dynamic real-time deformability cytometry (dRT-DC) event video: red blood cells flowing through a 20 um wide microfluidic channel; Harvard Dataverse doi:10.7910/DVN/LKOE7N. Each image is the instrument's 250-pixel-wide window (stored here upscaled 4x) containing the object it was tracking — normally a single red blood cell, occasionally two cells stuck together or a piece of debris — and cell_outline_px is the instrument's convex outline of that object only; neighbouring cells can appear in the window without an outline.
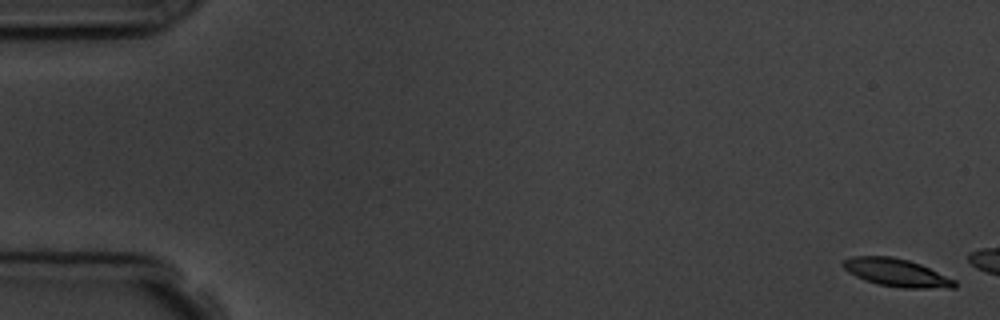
{"species": "common noctule bat (a hibernating species)", "species_latin": "Nyctalus noctula", "temperature_condition": "room temperature", "stored_images_in_passage": 3, "camera_frame_rate_fps": 3000, "um_per_image_px": 0.085, "animal": {"sex": "male", "body_mass_g": 19.5, "forearm_length_mm": 54.6}, "frame": {"image": 1, "passage_image": 1, "time_ms": 0.0, "image_size_px": [1000, 320], "cell_outline_px": [[956, 288], [904, 288], [880, 284], [864, 280], [848, 272], [840, 264], [844, 260], [852, 256], [892, 256], [908, 260], [920, 264], [956, 280]], "centroid_in_image_um": [76.19, 23.17], "position_along_channel_um": 8.8, "area_um2": 18.03}}